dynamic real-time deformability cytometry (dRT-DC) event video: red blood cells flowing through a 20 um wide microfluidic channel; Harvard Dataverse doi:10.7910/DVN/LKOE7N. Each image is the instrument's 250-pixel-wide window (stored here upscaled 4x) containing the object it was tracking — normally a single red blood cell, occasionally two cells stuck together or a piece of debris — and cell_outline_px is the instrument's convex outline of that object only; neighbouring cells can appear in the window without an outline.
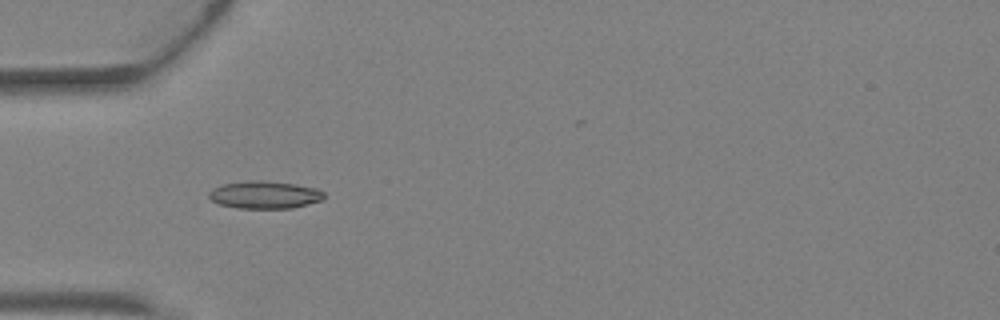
{"species": "Egyptian fruit bat (a non-hibernating species)", "species_latin": "Rousettus aegyptiacus", "temperature_condition": "warm", "stored_images_in_passage": 1, "camera_frame_rate_fps": 3000, "um_per_image_px": 0.085, "animal": {"sex": "female"}, "frame": {"image": 1, "passage_image": 1, "time_ms": 0.0, "image_size_px": [1000, 320], "cell_outline_px": [[324, 200], [292, 208], [236, 208], [220, 204], [212, 200], [208, 196], [208, 192], [212, 188], [224, 184], [252, 180], [256, 180], [296, 184], [316, 188], [324, 192]], "centroid_in_image_um": [22.51, 16.56], "position_along_channel_um": 62.5, "area_um2": 18.44}}